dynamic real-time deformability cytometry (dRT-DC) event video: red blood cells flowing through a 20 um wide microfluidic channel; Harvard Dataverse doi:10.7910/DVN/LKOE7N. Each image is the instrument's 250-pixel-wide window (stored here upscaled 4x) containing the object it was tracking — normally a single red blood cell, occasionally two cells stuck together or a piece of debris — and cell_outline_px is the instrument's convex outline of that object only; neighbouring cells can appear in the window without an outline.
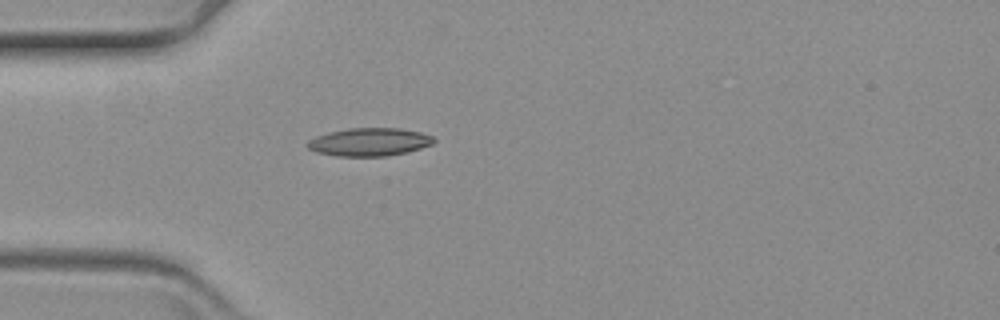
{"species": "common noctule bat (a hibernating species)", "species_latin": "Nyctalus noctula", "temperature_condition": "warm", "stored_images_in_passage": 37, "camera_frame_rate_fps": 3000, "um_per_image_px": 0.085, "animal": {"sex": "female", "body_mass_g": 19.3, "forearm_length_mm": 54.1}, "frame": {"image": 1, "passage_image": 1, "time_ms": 0.0, "image_size_px": [1000, 320], "cell_outline_px": [[436, 140], [432, 144], [408, 152], [384, 156], [336, 156], [316, 152], [308, 148], [304, 144], [308, 140], [316, 136], [328, 132], [348, 128], [400, 128], [420, 132], [432, 136]], "centroid_in_image_um": [31.36, 12.06], "position_along_channel_um": 53.6, "area_um2": 20.75}}
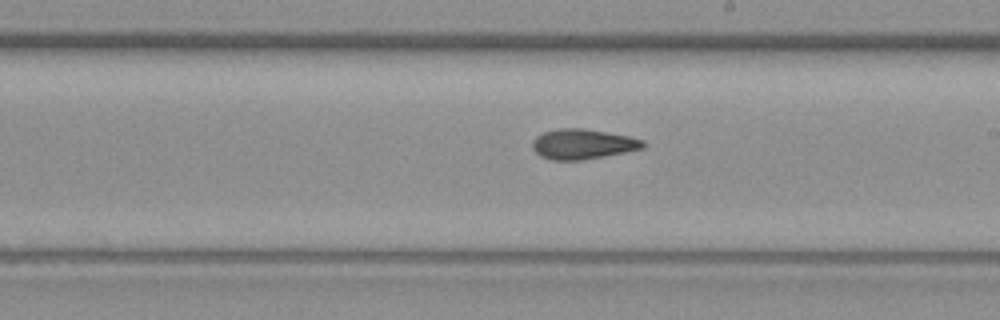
{"frame": {"image": 2, "passage_image": 18, "time_ms": 5.667, "image_size_px": [1000, 320], "cell_outline_px": [[644, 148], [604, 156], [580, 160], [552, 160], [540, 156], [532, 148], [532, 140], [536, 136], [544, 132], [560, 128], [584, 128], [628, 136], [644, 140]], "centroid_in_image_um": [49.5, 12.24], "position_along_channel_um": 239.5, "area_um2": 19.31}}
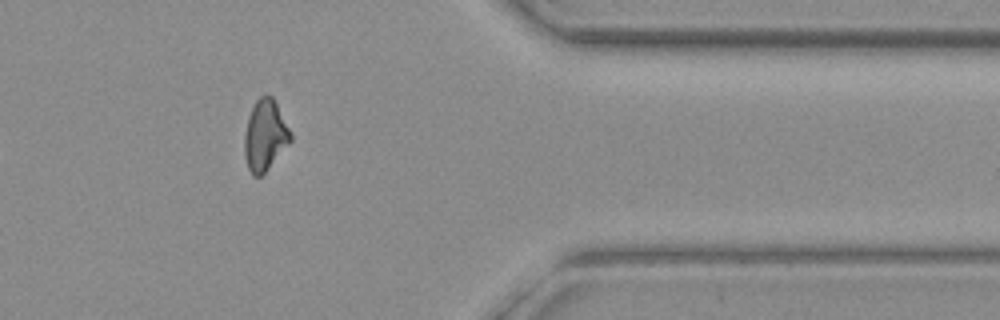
{"frame": {"image": 3, "passage_image": 33, "time_ms": 10.667, "image_size_px": [1000, 320], "cell_outline_px": [[292, 140], [268, 168], [260, 176], [252, 176], [248, 168], [244, 156], [244, 136], [248, 116], [256, 100], [264, 92], [268, 92], [272, 96], [292, 132]], "centroid_in_image_um": [22.52, 11.46], "position_along_channel_um": 388.9, "area_um2": 19.19}}